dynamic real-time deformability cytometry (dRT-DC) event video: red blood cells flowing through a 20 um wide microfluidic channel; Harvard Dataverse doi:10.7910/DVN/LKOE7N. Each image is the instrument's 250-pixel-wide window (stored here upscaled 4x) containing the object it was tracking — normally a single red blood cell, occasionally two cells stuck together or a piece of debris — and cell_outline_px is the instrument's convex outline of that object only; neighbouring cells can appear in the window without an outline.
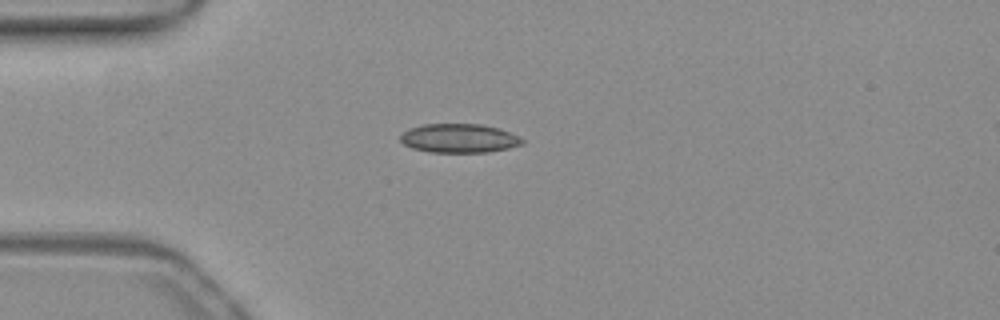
{"species": "common noctule bat (a hibernating species)", "species_latin": "Nyctalus noctula", "temperature_condition": "warm", "stored_images_in_passage": 3, "camera_frame_rate_fps": 3000, "um_per_image_px": 0.085, "animal": {"sex": "female", "body_mass_g": 19.3, "forearm_length_mm": 54.1}, "frame": {"image": 1, "passage_image": 1, "time_ms": 0.0, "image_size_px": [1000, 320], "cell_outline_px": [[524, 144], [508, 148], [488, 152], [428, 152], [412, 148], [404, 144], [400, 140], [400, 136], [408, 128], [424, 124], [480, 124], [500, 128], [524, 140]], "centroid_in_image_um": [39.0, 11.75], "position_along_channel_um": 46.0, "area_um2": 20.52}}